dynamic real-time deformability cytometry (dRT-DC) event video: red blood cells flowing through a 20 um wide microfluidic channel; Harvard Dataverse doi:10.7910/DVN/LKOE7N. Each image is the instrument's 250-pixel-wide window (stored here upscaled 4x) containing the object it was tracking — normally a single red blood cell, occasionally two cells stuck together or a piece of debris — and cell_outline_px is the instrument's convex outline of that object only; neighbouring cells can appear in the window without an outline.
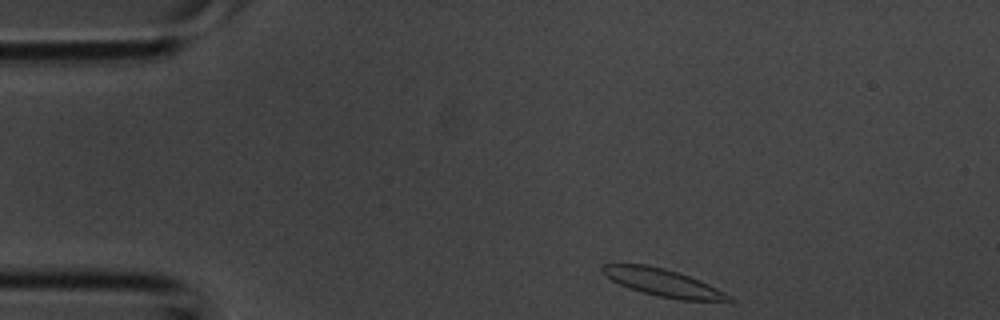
{"species": "common noctule bat (a hibernating species)", "species_latin": "Nyctalus noctula", "temperature_condition": "room temperature", "stored_images_in_passage": 33, "camera_frame_rate_fps": 3000, "um_per_image_px": 0.085, "animal": {"sex": "male", "body_mass_g": 20.1, "forearm_length_mm": 53.5}, "frame": {"image": 1, "passage_image": 1, "time_ms": 0.0, "image_size_px": [1000, 320], "cell_outline_px": [[736, 300], [680, 300], [660, 296], [628, 288], [612, 280], [600, 268], [604, 264], [648, 264], [664, 268], [700, 280], [732, 296]], "centroid_in_image_um": [56.35, 24.01], "position_along_channel_um": 28.7, "area_um2": 19.71}}
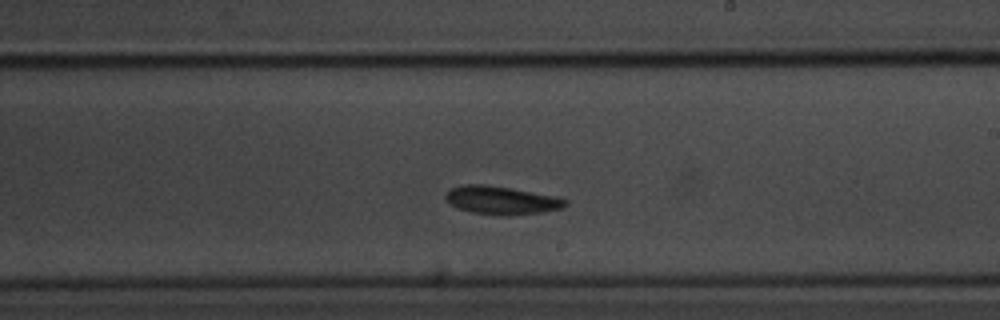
{"frame": {"image": 2, "passage_image": 17, "time_ms": 5.333, "image_size_px": [1000, 320], "cell_outline_px": [[568, 204], [560, 208], [544, 212], [472, 212], [456, 208], [444, 196], [448, 188], [464, 184], [488, 184], [556, 196], [568, 200]], "centroid_in_image_um": [42.58, 16.95], "position_along_channel_um": 246.4, "area_um2": 18.79}}
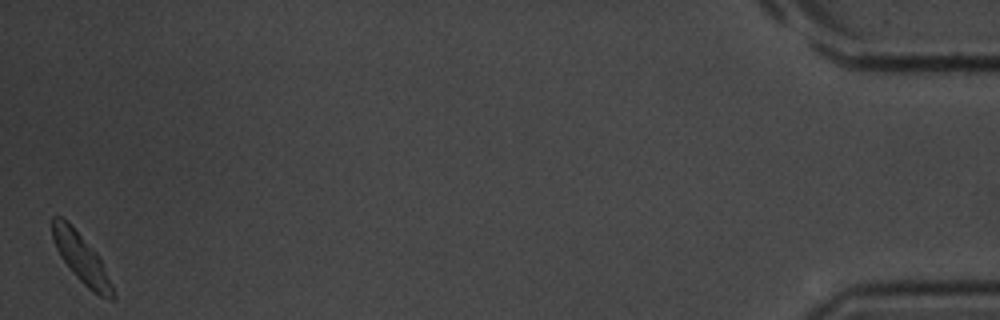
{"frame": {"image": 3, "passage_image": 33, "time_ms": 10.667, "image_size_px": [1000, 320], "cell_outline_px": [[116, 296], [112, 300], [100, 296], [92, 292], [72, 272], [60, 256], [52, 240], [52, 216], [60, 216], [72, 224], [100, 256], [112, 284]], "centroid_in_image_um": [6.92, 21.93], "position_along_channel_um": 428.3, "area_um2": 17.51}}